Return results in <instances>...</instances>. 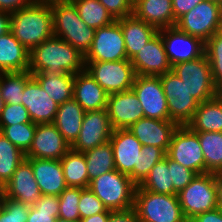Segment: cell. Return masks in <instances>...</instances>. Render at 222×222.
<instances>
[{"mask_svg":"<svg viewBox=\"0 0 222 222\" xmlns=\"http://www.w3.org/2000/svg\"><path fill=\"white\" fill-rule=\"evenodd\" d=\"M85 70V58L77 49L57 36L44 40L30 50L28 71L35 73H67Z\"/></svg>","mask_w":222,"mask_h":222,"instance_id":"cell-1","label":"cell"},{"mask_svg":"<svg viewBox=\"0 0 222 222\" xmlns=\"http://www.w3.org/2000/svg\"><path fill=\"white\" fill-rule=\"evenodd\" d=\"M10 31L29 51L53 36L52 12L49 0H37L30 7L10 16Z\"/></svg>","mask_w":222,"mask_h":222,"instance_id":"cell-2","label":"cell"},{"mask_svg":"<svg viewBox=\"0 0 222 222\" xmlns=\"http://www.w3.org/2000/svg\"><path fill=\"white\" fill-rule=\"evenodd\" d=\"M52 12L53 35L60 37L82 55L91 47L95 29L87 26L70 0H49Z\"/></svg>","mask_w":222,"mask_h":222,"instance_id":"cell-3","label":"cell"},{"mask_svg":"<svg viewBox=\"0 0 222 222\" xmlns=\"http://www.w3.org/2000/svg\"><path fill=\"white\" fill-rule=\"evenodd\" d=\"M177 196L187 221L222 204L215 173L197 174Z\"/></svg>","mask_w":222,"mask_h":222,"instance_id":"cell-4","label":"cell"},{"mask_svg":"<svg viewBox=\"0 0 222 222\" xmlns=\"http://www.w3.org/2000/svg\"><path fill=\"white\" fill-rule=\"evenodd\" d=\"M136 187L128 175L117 170L104 173L89 184V189L112 211L132 208Z\"/></svg>","mask_w":222,"mask_h":222,"instance_id":"cell-5","label":"cell"},{"mask_svg":"<svg viewBox=\"0 0 222 222\" xmlns=\"http://www.w3.org/2000/svg\"><path fill=\"white\" fill-rule=\"evenodd\" d=\"M133 208L140 222H188L183 215L177 194H157L138 185Z\"/></svg>","mask_w":222,"mask_h":222,"instance_id":"cell-6","label":"cell"},{"mask_svg":"<svg viewBox=\"0 0 222 222\" xmlns=\"http://www.w3.org/2000/svg\"><path fill=\"white\" fill-rule=\"evenodd\" d=\"M171 71L185 84L189 94L199 103L219 94L206 54L192 61L173 65Z\"/></svg>","mask_w":222,"mask_h":222,"instance_id":"cell-7","label":"cell"},{"mask_svg":"<svg viewBox=\"0 0 222 222\" xmlns=\"http://www.w3.org/2000/svg\"><path fill=\"white\" fill-rule=\"evenodd\" d=\"M179 30L206 42L222 31V7L211 0H203L180 17L175 25Z\"/></svg>","mask_w":222,"mask_h":222,"instance_id":"cell-8","label":"cell"},{"mask_svg":"<svg viewBox=\"0 0 222 222\" xmlns=\"http://www.w3.org/2000/svg\"><path fill=\"white\" fill-rule=\"evenodd\" d=\"M85 70L108 94L131 90L136 77L129 59L85 62Z\"/></svg>","mask_w":222,"mask_h":222,"instance_id":"cell-9","label":"cell"},{"mask_svg":"<svg viewBox=\"0 0 222 222\" xmlns=\"http://www.w3.org/2000/svg\"><path fill=\"white\" fill-rule=\"evenodd\" d=\"M160 81L168 103L170 120L179 126L187 125L194 117L199 102L189 94L185 84L172 71L161 75Z\"/></svg>","mask_w":222,"mask_h":222,"instance_id":"cell-10","label":"cell"},{"mask_svg":"<svg viewBox=\"0 0 222 222\" xmlns=\"http://www.w3.org/2000/svg\"><path fill=\"white\" fill-rule=\"evenodd\" d=\"M166 156L197 174L205 173V159L198 135L187 125L178 126L175 130Z\"/></svg>","mask_w":222,"mask_h":222,"instance_id":"cell-11","label":"cell"},{"mask_svg":"<svg viewBox=\"0 0 222 222\" xmlns=\"http://www.w3.org/2000/svg\"><path fill=\"white\" fill-rule=\"evenodd\" d=\"M85 62H112L128 59L121 25L117 20L95 29L94 38Z\"/></svg>","mask_w":222,"mask_h":222,"instance_id":"cell-12","label":"cell"},{"mask_svg":"<svg viewBox=\"0 0 222 222\" xmlns=\"http://www.w3.org/2000/svg\"><path fill=\"white\" fill-rule=\"evenodd\" d=\"M165 53L171 66L202 57L205 42L179 30L176 26L159 29Z\"/></svg>","mask_w":222,"mask_h":222,"instance_id":"cell-13","label":"cell"},{"mask_svg":"<svg viewBox=\"0 0 222 222\" xmlns=\"http://www.w3.org/2000/svg\"><path fill=\"white\" fill-rule=\"evenodd\" d=\"M132 90L138 97L144 117L170 120L160 76L136 75Z\"/></svg>","mask_w":222,"mask_h":222,"instance_id":"cell-14","label":"cell"},{"mask_svg":"<svg viewBox=\"0 0 222 222\" xmlns=\"http://www.w3.org/2000/svg\"><path fill=\"white\" fill-rule=\"evenodd\" d=\"M112 131L106 109L86 111L79 136L71 145V149L83 153L103 145L110 140Z\"/></svg>","mask_w":222,"mask_h":222,"instance_id":"cell-15","label":"cell"},{"mask_svg":"<svg viewBox=\"0 0 222 222\" xmlns=\"http://www.w3.org/2000/svg\"><path fill=\"white\" fill-rule=\"evenodd\" d=\"M70 149L71 145L53 123L36 124L32 145L25 157L60 160Z\"/></svg>","mask_w":222,"mask_h":222,"instance_id":"cell-16","label":"cell"},{"mask_svg":"<svg viewBox=\"0 0 222 222\" xmlns=\"http://www.w3.org/2000/svg\"><path fill=\"white\" fill-rule=\"evenodd\" d=\"M106 111L113 130L128 129L144 117L142 106L132 89L109 94Z\"/></svg>","mask_w":222,"mask_h":222,"instance_id":"cell-17","label":"cell"},{"mask_svg":"<svg viewBox=\"0 0 222 222\" xmlns=\"http://www.w3.org/2000/svg\"><path fill=\"white\" fill-rule=\"evenodd\" d=\"M110 143L113 149L115 170L128 175L133 181V169L138 167L141 142L129 129H115L112 131Z\"/></svg>","mask_w":222,"mask_h":222,"instance_id":"cell-18","label":"cell"},{"mask_svg":"<svg viewBox=\"0 0 222 222\" xmlns=\"http://www.w3.org/2000/svg\"><path fill=\"white\" fill-rule=\"evenodd\" d=\"M130 62L136 75L143 76H161L172 68L159 33Z\"/></svg>","mask_w":222,"mask_h":222,"instance_id":"cell-19","label":"cell"},{"mask_svg":"<svg viewBox=\"0 0 222 222\" xmlns=\"http://www.w3.org/2000/svg\"><path fill=\"white\" fill-rule=\"evenodd\" d=\"M178 124L172 120H159L143 117L128 129L143 146L153 145L167 153L173 133Z\"/></svg>","mask_w":222,"mask_h":222,"instance_id":"cell-20","label":"cell"},{"mask_svg":"<svg viewBox=\"0 0 222 222\" xmlns=\"http://www.w3.org/2000/svg\"><path fill=\"white\" fill-rule=\"evenodd\" d=\"M22 105L36 124L54 123L59 107L33 77L24 87Z\"/></svg>","mask_w":222,"mask_h":222,"instance_id":"cell-21","label":"cell"},{"mask_svg":"<svg viewBox=\"0 0 222 222\" xmlns=\"http://www.w3.org/2000/svg\"><path fill=\"white\" fill-rule=\"evenodd\" d=\"M3 188L4 197L22 201L29 206H34L42 195L35 181L32 164L26 158L18 165Z\"/></svg>","mask_w":222,"mask_h":222,"instance_id":"cell-22","label":"cell"},{"mask_svg":"<svg viewBox=\"0 0 222 222\" xmlns=\"http://www.w3.org/2000/svg\"><path fill=\"white\" fill-rule=\"evenodd\" d=\"M26 159L32 164L35 181L42 195L59 196L68 187L60 160Z\"/></svg>","mask_w":222,"mask_h":222,"instance_id":"cell-23","label":"cell"},{"mask_svg":"<svg viewBox=\"0 0 222 222\" xmlns=\"http://www.w3.org/2000/svg\"><path fill=\"white\" fill-rule=\"evenodd\" d=\"M108 95L86 70L74 75L73 98L85 112L106 109Z\"/></svg>","mask_w":222,"mask_h":222,"instance_id":"cell-24","label":"cell"},{"mask_svg":"<svg viewBox=\"0 0 222 222\" xmlns=\"http://www.w3.org/2000/svg\"><path fill=\"white\" fill-rule=\"evenodd\" d=\"M121 25L124 36L127 58L130 60L151 41L157 34L158 29L144 20L138 19L133 14L117 20Z\"/></svg>","mask_w":222,"mask_h":222,"instance_id":"cell-25","label":"cell"},{"mask_svg":"<svg viewBox=\"0 0 222 222\" xmlns=\"http://www.w3.org/2000/svg\"><path fill=\"white\" fill-rule=\"evenodd\" d=\"M132 14L158 30L175 26L177 22L174 18L172 0H136L133 3Z\"/></svg>","mask_w":222,"mask_h":222,"instance_id":"cell-26","label":"cell"},{"mask_svg":"<svg viewBox=\"0 0 222 222\" xmlns=\"http://www.w3.org/2000/svg\"><path fill=\"white\" fill-rule=\"evenodd\" d=\"M29 55L30 51L13 36L11 31L0 36V73L27 71Z\"/></svg>","mask_w":222,"mask_h":222,"instance_id":"cell-27","label":"cell"},{"mask_svg":"<svg viewBox=\"0 0 222 222\" xmlns=\"http://www.w3.org/2000/svg\"><path fill=\"white\" fill-rule=\"evenodd\" d=\"M84 114L85 110L74 98L60 104L57 109L53 124L70 145L79 136Z\"/></svg>","mask_w":222,"mask_h":222,"instance_id":"cell-28","label":"cell"},{"mask_svg":"<svg viewBox=\"0 0 222 222\" xmlns=\"http://www.w3.org/2000/svg\"><path fill=\"white\" fill-rule=\"evenodd\" d=\"M193 132H222V97L199 103L194 117L187 124Z\"/></svg>","mask_w":222,"mask_h":222,"instance_id":"cell-29","label":"cell"},{"mask_svg":"<svg viewBox=\"0 0 222 222\" xmlns=\"http://www.w3.org/2000/svg\"><path fill=\"white\" fill-rule=\"evenodd\" d=\"M32 77L58 105L73 98L74 75L67 73H35Z\"/></svg>","mask_w":222,"mask_h":222,"instance_id":"cell-30","label":"cell"},{"mask_svg":"<svg viewBox=\"0 0 222 222\" xmlns=\"http://www.w3.org/2000/svg\"><path fill=\"white\" fill-rule=\"evenodd\" d=\"M66 185L68 187H89V176L85 156L82 152L70 149L61 159Z\"/></svg>","mask_w":222,"mask_h":222,"instance_id":"cell-31","label":"cell"},{"mask_svg":"<svg viewBox=\"0 0 222 222\" xmlns=\"http://www.w3.org/2000/svg\"><path fill=\"white\" fill-rule=\"evenodd\" d=\"M87 164L89 182L104 173L115 170L113 149L110 141L83 152Z\"/></svg>","mask_w":222,"mask_h":222,"instance_id":"cell-32","label":"cell"},{"mask_svg":"<svg viewBox=\"0 0 222 222\" xmlns=\"http://www.w3.org/2000/svg\"><path fill=\"white\" fill-rule=\"evenodd\" d=\"M205 159V173L222 168V132H195Z\"/></svg>","mask_w":222,"mask_h":222,"instance_id":"cell-33","label":"cell"},{"mask_svg":"<svg viewBox=\"0 0 222 222\" xmlns=\"http://www.w3.org/2000/svg\"><path fill=\"white\" fill-rule=\"evenodd\" d=\"M82 21L89 27L99 29L115 21L99 0H70Z\"/></svg>","mask_w":222,"mask_h":222,"instance_id":"cell-34","label":"cell"},{"mask_svg":"<svg viewBox=\"0 0 222 222\" xmlns=\"http://www.w3.org/2000/svg\"><path fill=\"white\" fill-rule=\"evenodd\" d=\"M139 186L144 190L157 194H177L173 188L171 169L168 168L167 156L151 168L149 175Z\"/></svg>","mask_w":222,"mask_h":222,"instance_id":"cell-35","label":"cell"},{"mask_svg":"<svg viewBox=\"0 0 222 222\" xmlns=\"http://www.w3.org/2000/svg\"><path fill=\"white\" fill-rule=\"evenodd\" d=\"M31 78L32 74L28 70L0 73V95L5 104H22L24 87Z\"/></svg>","mask_w":222,"mask_h":222,"instance_id":"cell-36","label":"cell"},{"mask_svg":"<svg viewBox=\"0 0 222 222\" xmlns=\"http://www.w3.org/2000/svg\"><path fill=\"white\" fill-rule=\"evenodd\" d=\"M25 158V153L0 132V184L2 186L11 179L18 165Z\"/></svg>","mask_w":222,"mask_h":222,"instance_id":"cell-37","label":"cell"},{"mask_svg":"<svg viewBox=\"0 0 222 222\" xmlns=\"http://www.w3.org/2000/svg\"><path fill=\"white\" fill-rule=\"evenodd\" d=\"M59 197L41 195L34 206H30L27 222H58Z\"/></svg>","mask_w":222,"mask_h":222,"instance_id":"cell-38","label":"cell"},{"mask_svg":"<svg viewBox=\"0 0 222 222\" xmlns=\"http://www.w3.org/2000/svg\"><path fill=\"white\" fill-rule=\"evenodd\" d=\"M166 153L159 147L153 145L142 146L139 152L138 167L133 169V182L138 186L149 175L151 168L160 162Z\"/></svg>","mask_w":222,"mask_h":222,"instance_id":"cell-39","label":"cell"},{"mask_svg":"<svg viewBox=\"0 0 222 222\" xmlns=\"http://www.w3.org/2000/svg\"><path fill=\"white\" fill-rule=\"evenodd\" d=\"M36 123H18L11 126H0V132L16 147L26 153L32 145Z\"/></svg>","mask_w":222,"mask_h":222,"instance_id":"cell-40","label":"cell"},{"mask_svg":"<svg viewBox=\"0 0 222 222\" xmlns=\"http://www.w3.org/2000/svg\"><path fill=\"white\" fill-rule=\"evenodd\" d=\"M205 54L211 66L215 86L222 88V31L216 32L205 42Z\"/></svg>","mask_w":222,"mask_h":222,"instance_id":"cell-41","label":"cell"},{"mask_svg":"<svg viewBox=\"0 0 222 222\" xmlns=\"http://www.w3.org/2000/svg\"><path fill=\"white\" fill-rule=\"evenodd\" d=\"M81 188L67 187L59 197L58 220H80L78 203L80 200Z\"/></svg>","mask_w":222,"mask_h":222,"instance_id":"cell-42","label":"cell"},{"mask_svg":"<svg viewBox=\"0 0 222 222\" xmlns=\"http://www.w3.org/2000/svg\"><path fill=\"white\" fill-rule=\"evenodd\" d=\"M29 205L3 196L0 206V222H27Z\"/></svg>","mask_w":222,"mask_h":222,"instance_id":"cell-43","label":"cell"},{"mask_svg":"<svg viewBox=\"0 0 222 222\" xmlns=\"http://www.w3.org/2000/svg\"><path fill=\"white\" fill-rule=\"evenodd\" d=\"M80 219H84L95 214L106 212L108 209L102 201L89 189L81 188L80 200L78 203Z\"/></svg>","mask_w":222,"mask_h":222,"instance_id":"cell-44","label":"cell"},{"mask_svg":"<svg viewBox=\"0 0 222 222\" xmlns=\"http://www.w3.org/2000/svg\"><path fill=\"white\" fill-rule=\"evenodd\" d=\"M32 122L28 110L22 104H5L0 115V126Z\"/></svg>","mask_w":222,"mask_h":222,"instance_id":"cell-45","label":"cell"},{"mask_svg":"<svg viewBox=\"0 0 222 222\" xmlns=\"http://www.w3.org/2000/svg\"><path fill=\"white\" fill-rule=\"evenodd\" d=\"M168 168L171 169V180L173 182L174 191L177 194L182 191L197 175L196 172L169 158Z\"/></svg>","mask_w":222,"mask_h":222,"instance_id":"cell-46","label":"cell"},{"mask_svg":"<svg viewBox=\"0 0 222 222\" xmlns=\"http://www.w3.org/2000/svg\"><path fill=\"white\" fill-rule=\"evenodd\" d=\"M99 2L115 20L130 16L133 13L132 0H99Z\"/></svg>","mask_w":222,"mask_h":222,"instance_id":"cell-47","label":"cell"},{"mask_svg":"<svg viewBox=\"0 0 222 222\" xmlns=\"http://www.w3.org/2000/svg\"><path fill=\"white\" fill-rule=\"evenodd\" d=\"M108 222H140L137 212L132 207L127 210H115L109 214Z\"/></svg>","mask_w":222,"mask_h":222,"instance_id":"cell-48","label":"cell"},{"mask_svg":"<svg viewBox=\"0 0 222 222\" xmlns=\"http://www.w3.org/2000/svg\"><path fill=\"white\" fill-rule=\"evenodd\" d=\"M203 0H172L174 18L177 21Z\"/></svg>","mask_w":222,"mask_h":222,"instance_id":"cell-49","label":"cell"},{"mask_svg":"<svg viewBox=\"0 0 222 222\" xmlns=\"http://www.w3.org/2000/svg\"><path fill=\"white\" fill-rule=\"evenodd\" d=\"M37 0H0V11L14 13L33 5Z\"/></svg>","mask_w":222,"mask_h":222,"instance_id":"cell-50","label":"cell"},{"mask_svg":"<svg viewBox=\"0 0 222 222\" xmlns=\"http://www.w3.org/2000/svg\"><path fill=\"white\" fill-rule=\"evenodd\" d=\"M188 222H222V204L213 210L198 214Z\"/></svg>","mask_w":222,"mask_h":222,"instance_id":"cell-51","label":"cell"},{"mask_svg":"<svg viewBox=\"0 0 222 222\" xmlns=\"http://www.w3.org/2000/svg\"><path fill=\"white\" fill-rule=\"evenodd\" d=\"M11 13L0 11V36L10 31Z\"/></svg>","mask_w":222,"mask_h":222,"instance_id":"cell-52","label":"cell"},{"mask_svg":"<svg viewBox=\"0 0 222 222\" xmlns=\"http://www.w3.org/2000/svg\"><path fill=\"white\" fill-rule=\"evenodd\" d=\"M112 210H107L106 212L95 214L93 216L80 219V222H108L109 214Z\"/></svg>","mask_w":222,"mask_h":222,"instance_id":"cell-53","label":"cell"},{"mask_svg":"<svg viewBox=\"0 0 222 222\" xmlns=\"http://www.w3.org/2000/svg\"><path fill=\"white\" fill-rule=\"evenodd\" d=\"M215 176H216V180H217V183H218V187L220 189V193L222 195V168L219 169L216 173H215Z\"/></svg>","mask_w":222,"mask_h":222,"instance_id":"cell-54","label":"cell"},{"mask_svg":"<svg viewBox=\"0 0 222 222\" xmlns=\"http://www.w3.org/2000/svg\"><path fill=\"white\" fill-rule=\"evenodd\" d=\"M4 106H5V101H4V99L0 95V115H1V112H2V110L4 108Z\"/></svg>","mask_w":222,"mask_h":222,"instance_id":"cell-55","label":"cell"},{"mask_svg":"<svg viewBox=\"0 0 222 222\" xmlns=\"http://www.w3.org/2000/svg\"><path fill=\"white\" fill-rule=\"evenodd\" d=\"M3 196H4V188H3V186L0 184V201H2Z\"/></svg>","mask_w":222,"mask_h":222,"instance_id":"cell-56","label":"cell"},{"mask_svg":"<svg viewBox=\"0 0 222 222\" xmlns=\"http://www.w3.org/2000/svg\"><path fill=\"white\" fill-rule=\"evenodd\" d=\"M58 222H80V220L72 221V220H58Z\"/></svg>","mask_w":222,"mask_h":222,"instance_id":"cell-57","label":"cell"},{"mask_svg":"<svg viewBox=\"0 0 222 222\" xmlns=\"http://www.w3.org/2000/svg\"><path fill=\"white\" fill-rule=\"evenodd\" d=\"M219 95L222 97V88L219 89Z\"/></svg>","mask_w":222,"mask_h":222,"instance_id":"cell-58","label":"cell"},{"mask_svg":"<svg viewBox=\"0 0 222 222\" xmlns=\"http://www.w3.org/2000/svg\"><path fill=\"white\" fill-rule=\"evenodd\" d=\"M219 4L221 5V7H222V0H219Z\"/></svg>","mask_w":222,"mask_h":222,"instance_id":"cell-59","label":"cell"}]
</instances>
